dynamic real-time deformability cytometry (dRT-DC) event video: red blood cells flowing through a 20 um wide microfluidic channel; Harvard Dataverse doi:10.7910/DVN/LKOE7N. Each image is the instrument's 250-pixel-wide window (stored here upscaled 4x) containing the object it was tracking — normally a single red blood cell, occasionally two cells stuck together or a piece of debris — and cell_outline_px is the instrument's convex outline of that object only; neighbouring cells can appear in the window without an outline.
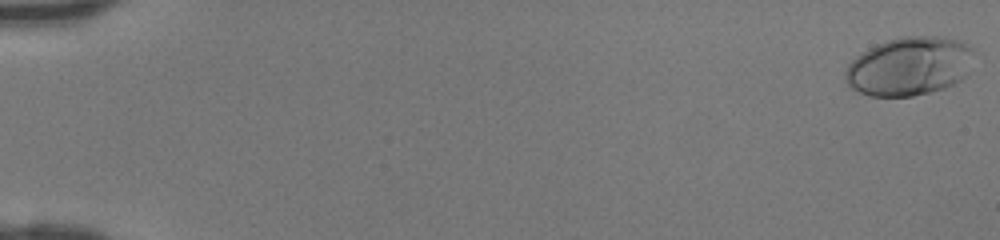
{"species": "human", "species_latin": "Homo sapiens", "temperature_condition": "room temperature", "stored_images_in_passage": 47, "camera_frame_rate_fps": 3000, "um_per_image_px": 0.085, "donor": {"sex": "female"}, "frame": {"image": 1, "passage_image": 1, "time_ms": 0.0, "image_size_px": [1000, 240], "cell_outline_px": [[972, 48], [964, 76], [960, 80], [944, 88], [912, 96], [868, 96], [852, 88], [844, 80], [844, 76], [848, 64], [852, 60], [868, 48], [876, 44], [888, 40], [904, 36], [932, 36], [960, 40]], "centroid_in_image_um": [77.22, 5.63], "position_along_channel_um": 7.8, "area_um2": 43.29}}
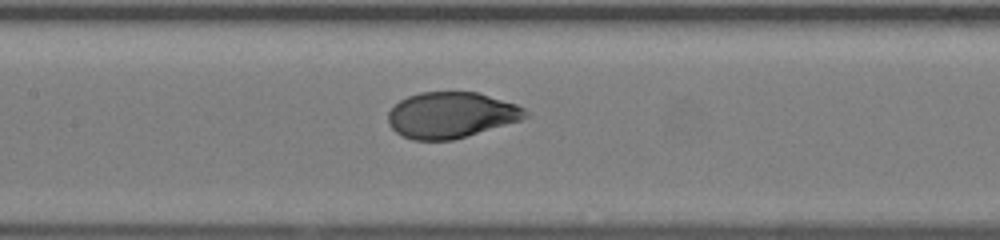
{"frame": {"image": 2, "passage_image": 24, "time_ms": 7.667, "image_size_px": [1000, 240], "cell_outline_px": [[528, 116], [520, 120], [452, 140], [412, 140], [396, 132], [388, 124], [388, 112], [400, 100], [408, 96], [420, 92], [476, 92], [516, 104], [524, 108], [528, 112]], "centroid_in_image_um": [38.32, 9.78], "position_along_channel_um": 169.1, "area_um2": 36.41}}
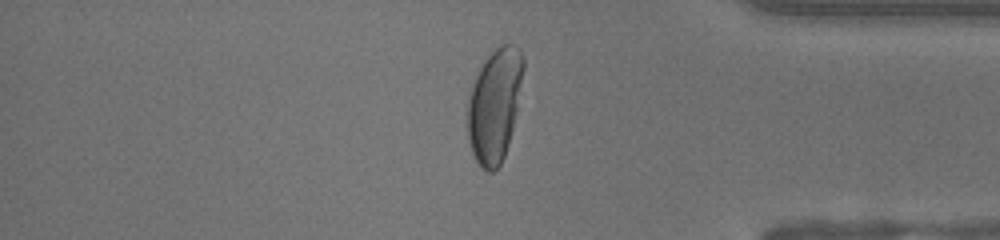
{"frame": {"image": 3, "passage_image": 40, "time_ms": 13.0, "image_size_px": [1000, 240], "cell_outline_px": [[524, 68], [512, 128], [508, 144], [504, 156], [500, 164], [492, 172], [488, 172], [476, 160], [472, 152], [468, 140], [468, 104], [472, 84], [480, 68], [488, 56], [500, 44], [512, 44], [520, 48], [524, 56]], "centroid_in_image_um": [42.04, 8.9], "position_along_channel_um": 393.2, "area_um2": 36.18}}